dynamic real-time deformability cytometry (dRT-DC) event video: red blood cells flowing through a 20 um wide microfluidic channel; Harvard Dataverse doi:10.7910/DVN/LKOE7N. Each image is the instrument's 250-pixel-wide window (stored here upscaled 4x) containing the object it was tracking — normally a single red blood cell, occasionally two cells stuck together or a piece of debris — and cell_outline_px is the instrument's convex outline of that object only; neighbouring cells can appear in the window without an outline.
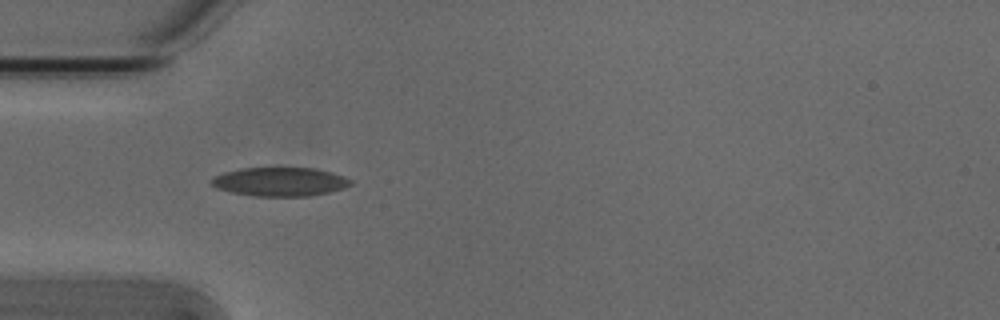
{"species": "Egyptian fruit bat (a non-hibernating species)", "species_latin": "Rousettus aegyptiacus", "temperature_condition": "cold", "stored_images_in_passage": 23, "camera_frame_rate_fps": 3000, "um_per_image_px": 0.085, "animal": {"sex": "male"}, "frame": {"image": 1, "passage_image": 1, "time_ms": 0.0, "image_size_px": [1000, 320], "cell_outline_px": [[352, 184], [344, 188], [328, 192], [308, 196], [252, 196], [232, 192], [216, 188], [212, 184], [212, 180], [216, 176], [224, 172], [244, 168], [312, 168], [332, 172], [344, 176], [352, 180]], "centroid_in_image_um": [23.83, 15.45], "position_along_channel_um": 61.2, "area_um2": 23.18}}
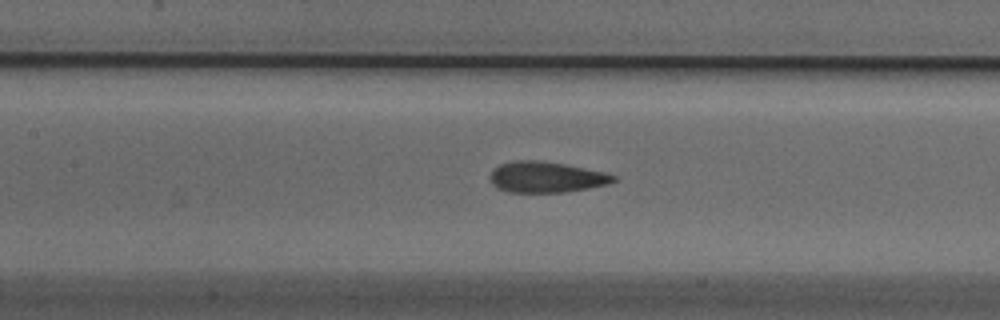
{"frame": {"image": 2, "passage_image": 9, "time_ms": 2.667, "image_size_px": [1000, 320], "cell_outline_px": [[616, 180], [608, 184], [588, 188], [564, 192], [508, 192], [496, 188], [492, 184], [488, 176], [500, 164], [516, 160], [536, 160], [564, 164], [604, 172], [616, 176]], "centroid_in_image_um": [46.4, 15.06], "position_along_channel_um": 161.0, "area_um2": 22.08}}
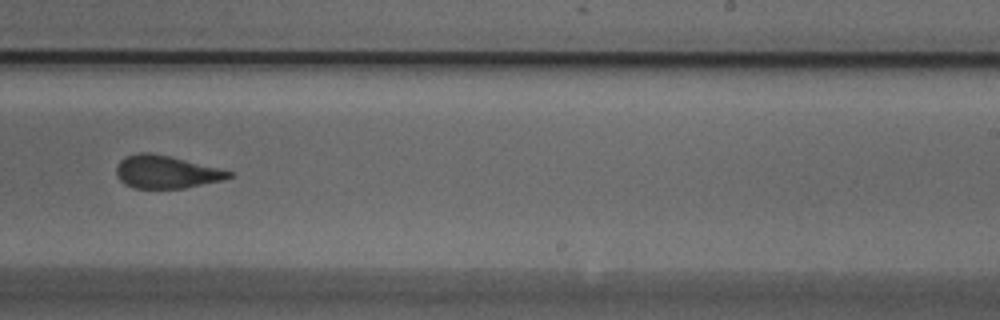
{"frame": {"image": 3, "passage_image": 18, "time_ms": 5.667, "image_size_px": [1000, 320], "cell_outline_px": [[232, 176], [220, 180], [184, 188], [132, 188], [124, 184], [116, 176], [116, 164], [124, 156], [140, 152], [148, 152], [168, 156], [232, 172]], "centroid_in_image_um": [14.01, 14.62], "position_along_channel_um": 275.0, "area_um2": 21.15}}